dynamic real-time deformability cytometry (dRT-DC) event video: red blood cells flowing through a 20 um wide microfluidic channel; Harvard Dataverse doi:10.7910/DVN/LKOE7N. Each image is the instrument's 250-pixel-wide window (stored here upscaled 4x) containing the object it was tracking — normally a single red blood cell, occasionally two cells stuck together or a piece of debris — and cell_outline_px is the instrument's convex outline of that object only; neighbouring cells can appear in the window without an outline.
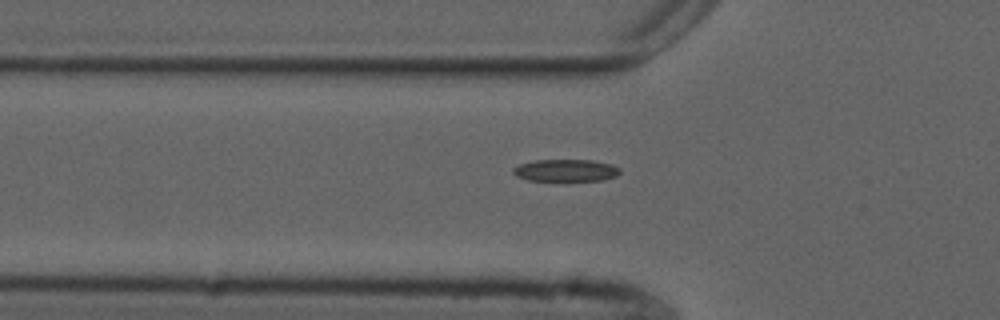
{"species": "common noctule bat (a hibernating species)", "species_latin": "Nyctalus noctula", "temperature_condition": "cold", "stored_images_in_passage": 31, "camera_frame_rate_fps": 3000, "um_per_image_px": 0.085, "animal": {"sex": "male", "forearm_length_mm": 52.5}, "frame": {"image": 1, "passage_image": 6, "time_ms": 1.667, "image_size_px": [1000, 320], "cell_outline_px": [[620, 172], [616, 176], [600, 180], [528, 180], [516, 176], [512, 172], [512, 168], [520, 164], [536, 160], [592, 160], [612, 164], [620, 168]], "centroid_in_image_um": [48.08, 14.47], "position_along_channel_um": 77.7, "area_um2": 13.64}}
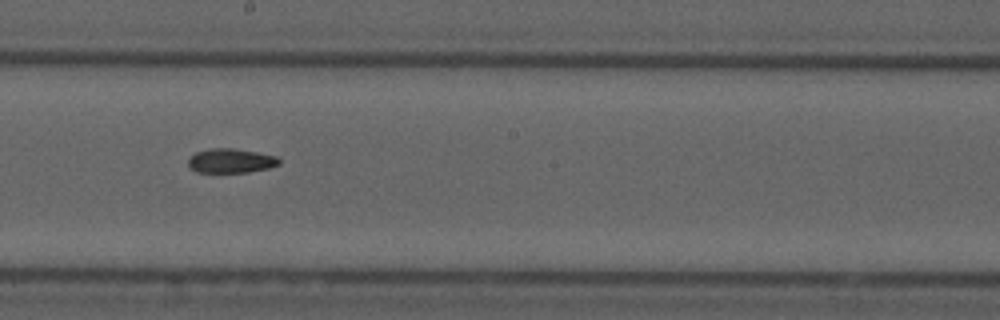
{"frame": {"image": 2, "passage_image": 18, "time_ms": 5.667, "image_size_px": [1000, 320], "cell_outline_px": [[280, 164], [268, 168], [248, 172], [196, 172], [188, 168], [188, 160], [196, 152], [208, 148], [236, 148], [276, 156], [280, 160]], "centroid_in_image_um": [19.6, 13.66], "position_along_channel_um": 228.6, "area_um2": 12.95}}
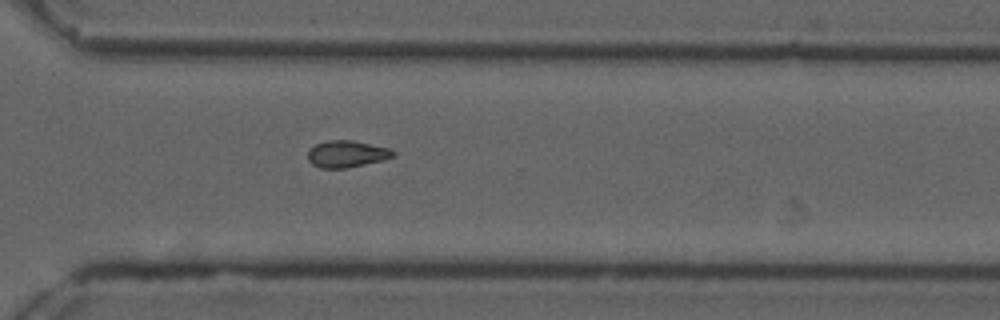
{"frame": {"image": 3, "passage_image": 27, "time_ms": 8.667, "image_size_px": [1000, 320], "cell_outline_px": [[396, 152], [392, 156], [384, 160], [348, 168], [320, 168], [312, 164], [308, 160], [308, 148], [316, 144], [328, 140], [352, 140], [388, 148]], "centroid_in_image_um": [29.44, 13.09], "position_along_channel_um": 341.2, "area_um2": 13.35}, "authors_computed_cell_mechanics": {"area_um2": 13.4674, "velocity_mm_per_s": 3.7616, "shape_relaxation_time_tau1_ms": 6.8343, "shape_relaxation_time_tau2_ms": 5.8298, "deformation_change_tau1": 0.1816, "deformation_change_tau2": 0.115}}